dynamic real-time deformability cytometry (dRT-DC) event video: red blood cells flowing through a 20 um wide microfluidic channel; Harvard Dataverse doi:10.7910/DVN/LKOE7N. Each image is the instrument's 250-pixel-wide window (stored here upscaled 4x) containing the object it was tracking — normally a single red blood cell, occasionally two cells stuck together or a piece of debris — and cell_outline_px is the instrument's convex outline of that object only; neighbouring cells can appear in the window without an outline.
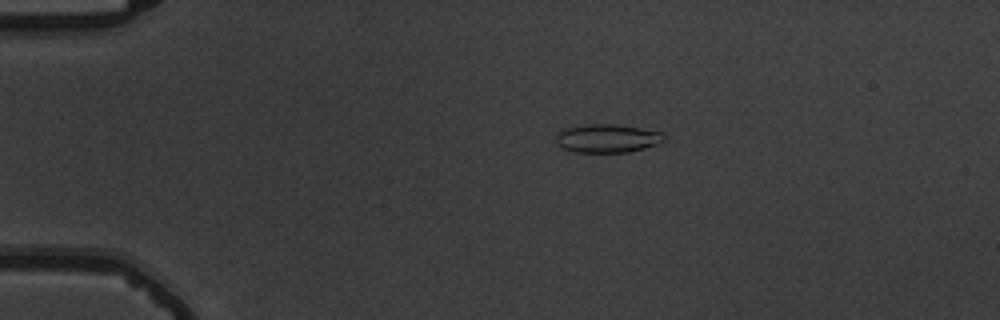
{"species": "common noctule bat (a hibernating species)", "species_latin": "Nyctalus noctula", "temperature_condition": "warm", "stored_images_in_passage": 55, "camera_frame_rate_fps": 3000, "um_per_image_px": 0.085, "animal": {"sex": "male", "body_mass_g": 19.5, "forearm_length_mm": 54.6}, "frame": {"image": 1, "passage_image": 12, "time_ms": 3.667, "image_size_px": [1000, 320], "cell_outline_px": [[664, 140], [660, 144], [628, 152], [576, 152], [564, 148], [556, 144], [556, 136], [564, 128], [584, 124], [616, 124], [640, 128], [660, 132], [664, 136]], "centroid_in_image_um": [51.61, 11.76], "position_along_channel_um": 33.4, "area_um2": 17.86}}
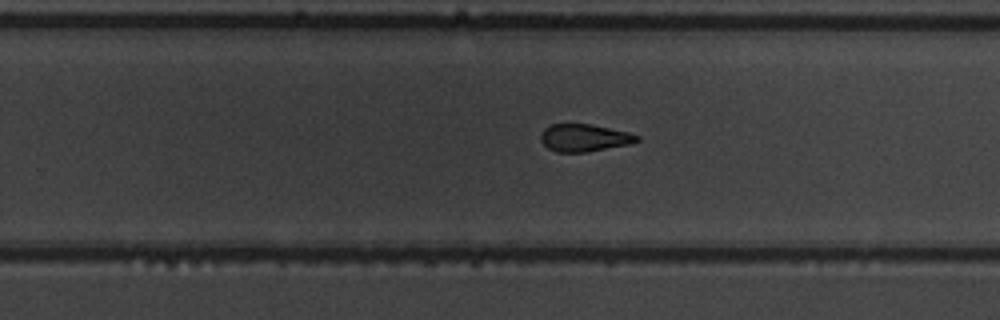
{"frame": {"image": 2, "passage_image": 36, "time_ms": 11.667, "image_size_px": [1000, 320], "cell_outline_px": [[640, 140], [632, 144], [588, 152], [556, 152], [548, 148], [540, 140], [540, 132], [544, 128], [552, 124], [592, 124], [628, 132], [640, 136]], "centroid_in_image_um": [49.67, 11.72], "position_along_channel_um": 280.1, "area_um2": 15.61}}
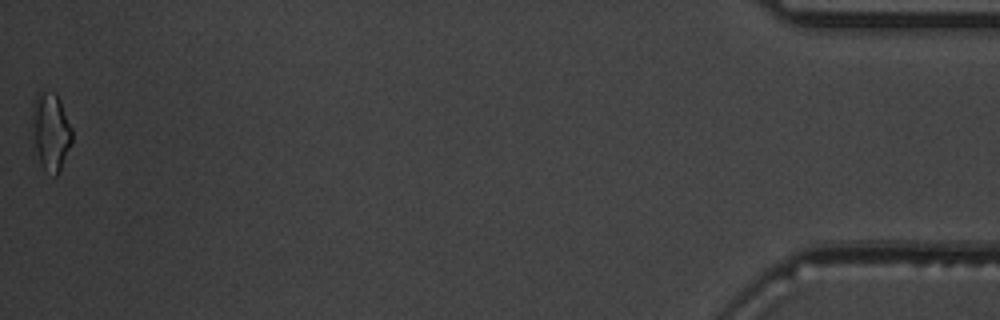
{"frame": {"image": 3, "passage_image": 55, "time_ms": 18.0, "image_size_px": [1000, 320], "cell_outline_px": [[72, 144], [56, 176], [44, 168], [40, 164], [36, 152], [32, 124], [32, 100], [36, 92], [56, 92], [60, 100], [72, 128]], "centroid_in_image_um": [4.31, 11.12], "position_along_channel_um": 430.9, "area_um2": 18.03}, "authors_computed_cell_mechanics": {"area_um2": 16.473, "velocity_mm_per_s": 3.7807, "shape_relaxation_time_tau1_ms": null, "shape_relaxation_time_tau2_ms": 3.1903, "deformation_change_tau1": null, "deformation_change_tau2": 0.1031}}